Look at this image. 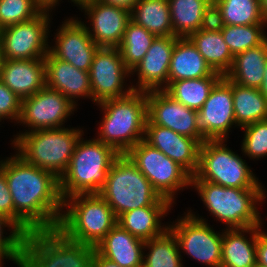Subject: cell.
Segmentation results:
<instances>
[{"instance_id":"obj_1","label":"cell","mask_w":267,"mask_h":267,"mask_svg":"<svg viewBox=\"0 0 267 267\" xmlns=\"http://www.w3.org/2000/svg\"><path fill=\"white\" fill-rule=\"evenodd\" d=\"M13 201V222L25 233L57 229L63 210L59 178L20 155L0 160Z\"/></svg>"},{"instance_id":"obj_2","label":"cell","mask_w":267,"mask_h":267,"mask_svg":"<svg viewBox=\"0 0 267 267\" xmlns=\"http://www.w3.org/2000/svg\"><path fill=\"white\" fill-rule=\"evenodd\" d=\"M104 116L99 125L97 140L125 154L144 140L147 122L146 92L133 90L122 98L97 103Z\"/></svg>"},{"instance_id":"obj_3","label":"cell","mask_w":267,"mask_h":267,"mask_svg":"<svg viewBox=\"0 0 267 267\" xmlns=\"http://www.w3.org/2000/svg\"><path fill=\"white\" fill-rule=\"evenodd\" d=\"M81 128H53L20 132L11 141L14 149L27 163L53 173L57 178L64 174L79 139Z\"/></svg>"},{"instance_id":"obj_4","label":"cell","mask_w":267,"mask_h":267,"mask_svg":"<svg viewBox=\"0 0 267 267\" xmlns=\"http://www.w3.org/2000/svg\"><path fill=\"white\" fill-rule=\"evenodd\" d=\"M120 154L111 146L94 139H79L67 170L59 179L62 199L76 194L99 193L107 174Z\"/></svg>"},{"instance_id":"obj_5","label":"cell","mask_w":267,"mask_h":267,"mask_svg":"<svg viewBox=\"0 0 267 267\" xmlns=\"http://www.w3.org/2000/svg\"><path fill=\"white\" fill-rule=\"evenodd\" d=\"M117 221L107 201L98 193L76 194L63 200L57 229L69 240L96 247Z\"/></svg>"},{"instance_id":"obj_6","label":"cell","mask_w":267,"mask_h":267,"mask_svg":"<svg viewBox=\"0 0 267 267\" xmlns=\"http://www.w3.org/2000/svg\"><path fill=\"white\" fill-rule=\"evenodd\" d=\"M192 186L212 217L223 222L226 229L262 226L261 213L256 205L266 198L264 188L239 189L208 181H191Z\"/></svg>"},{"instance_id":"obj_7","label":"cell","mask_w":267,"mask_h":267,"mask_svg":"<svg viewBox=\"0 0 267 267\" xmlns=\"http://www.w3.org/2000/svg\"><path fill=\"white\" fill-rule=\"evenodd\" d=\"M98 194L107 201L117 218L126 211L144 206L174 205L153 189L126 154L115 159Z\"/></svg>"},{"instance_id":"obj_8","label":"cell","mask_w":267,"mask_h":267,"mask_svg":"<svg viewBox=\"0 0 267 267\" xmlns=\"http://www.w3.org/2000/svg\"><path fill=\"white\" fill-rule=\"evenodd\" d=\"M95 247L66 238L58 229L26 234L18 267H92Z\"/></svg>"},{"instance_id":"obj_9","label":"cell","mask_w":267,"mask_h":267,"mask_svg":"<svg viewBox=\"0 0 267 267\" xmlns=\"http://www.w3.org/2000/svg\"><path fill=\"white\" fill-rule=\"evenodd\" d=\"M227 140H205L200 145L199 166L191 181H208L223 187L262 189L246 160L229 149Z\"/></svg>"},{"instance_id":"obj_10","label":"cell","mask_w":267,"mask_h":267,"mask_svg":"<svg viewBox=\"0 0 267 267\" xmlns=\"http://www.w3.org/2000/svg\"><path fill=\"white\" fill-rule=\"evenodd\" d=\"M125 154L150 181L153 189L172 204L177 191L191 186L192 176L183 167L144 140Z\"/></svg>"},{"instance_id":"obj_11","label":"cell","mask_w":267,"mask_h":267,"mask_svg":"<svg viewBox=\"0 0 267 267\" xmlns=\"http://www.w3.org/2000/svg\"><path fill=\"white\" fill-rule=\"evenodd\" d=\"M183 215L169 223L180 252H185L188 257L190 255L207 267H221L223 229L222 232H215L207 220L196 216L191 208Z\"/></svg>"},{"instance_id":"obj_12","label":"cell","mask_w":267,"mask_h":267,"mask_svg":"<svg viewBox=\"0 0 267 267\" xmlns=\"http://www.w3.org/2000/svg\"><path fill=\"white\" fill-rule=\"evenodd\" d=\"M43 10L34 19L0 29V44L4 59L30 60L48 54L51 13Z\"/></svg>"},{"instance_id":"obj_13","label":"cell","mask_w":267,"mask_h":267,"mask_svg":"<svg viewBox=\"0 0 267 267\" xmlns=\"http://www.w3.org/2000/svg\"><path fill=\"white\" fill-rule=\"evenodd\" d=\"M127 77H131V71L118 47H99L89 70L93 104L129 95L134 89L126 85Z\"/></svg>"},{"instance_id":"obj_14","label":"cell","mask_w":267,"mask_h":267,"mask_svg":"<svg viewBox=\"0 0 267 267\" xmlns=\"http://www.w3.org/2000/svg\"><path fill=\"white\" fill-rule=\"evenodd\" d=\"M76 106L59 91L45 86L32 96L21 100L18 123L26 125L31 132L42 129L65 127V122L74 113Z\"/></svg>"},{"instance_id":"obj_15","label":"cell","mask_w":267,"mask_h":267,"mask_svg":"<svg viewBox=\"0 0 267 267\" xmlns=\"http://www.w3.org/2000/svg\"><path fill=\"white\" fill-rule=\"evenodd\" d=\"M236 125L232 81L223 76L212 88L198 111V127L205 140H227Z\"/></svg>"},{"instance_id":"obj_16","label":"cell","mask_w":267,"mask_h":267,"mask_svg":"<svg viewBox=\"0 0 267 267\" xmlns=\"http://www.w3.org/2000/svg\"><path fill=\"white\" fill-rule=\"evenodd\" d=\"M147 119L155 125L169 128L176 133L205 141L198 127V111L174 100L164 90L146 92Z\"/></svg>"},{"instance_id":"obj_17","label":"cell","mask_w":267,"mask_h":267,"mask_svg":"<svg viewBox=\"0 0 267 267\" xmlns=\"http://www.w3.org/2000/svg\"><path fill=\"white\" fill-rule=\"evenodd\" d=\"M76 6L88 16L91 28L81 22L95 44L99 47H118L121 44L127 23L131 20L129 10L98 0H83Z\"/></svg>"},{"instance_id":"obj_18","label":"cell","mask_w":267,"mask_h":267,"mask_svg":"<svg viewBox=\"0 0 267 267\" xmlns=\"http://www.w3.org/2000/svg\"><path fill=\"white\" fill-rule=\"evenodd\" d=\"M60 26L54 35L55 44L48 46V52L56 59L89 72L99 46L92 40L86 26L78 17H69Z\"/></svg>"},{"instance_id":"obj_19","label":"cell","mask_w":267,"mask_h":267,"mask_svg":"<svg viewBox=\"0 0 267 267\" xmlns=\"http://www.w3.org/2000/svg\"><path fill=\"white\" fill-rule=\"evenodd\" d=\"M177 36H157L143 59L131 70L138 82L131 85L136 91L164 90L168 86L170 60Z\"/></svg>"},{"instance_id":"obj_20","label":"cell","mask_w":267,"mask_h":267,"mask_svg":"<svg viewBox=\"0 0 267 267\" xmlns=\"http://www.w3.org/2000/svg\"><path fill=\"white\" fill-rule=\"evenodd\" d=\"M144 141L174 160L191 176L196 174L199 166L201 145L197 139L186 137L169 128L152 124L147 119Z\"/></svg>"},{"instance_id":"obj_21","label":"cell","mask_w":267,"mask_h":267,"mask_svg":"<svg viewBox=\"0 0 267 267\" xmlns=\"http://www.w3.org/2000/svg\"><path fill=\"white\" fill-rule=\"evenodd\" d=\"M46 86L59 91L74 106L77 98L93 101L89 72L79 70L70 63L54 58L49 52L44 58Z\"/></svg>"},{"instance_id":"obj_22","label":"cell","mask_w":267,"mask_h":267,"mask_svg":"<svg viewBox=\"0 0 267 267\" xmlns=\"http://www.w3.org/2000/svg\"><path fill=\"white\" fill-rule=\"evenodd\" d=\"M0 80L21 100L28 98L46 86L44 58L4 59Z\"/></svg>"},{"instance_id":"obj_23","label":"cell","mask_w":267,"mask_h":267,"mask_svg":"<svg viewBox=\"0 0 267 267\" xmlns=\"http://www.w3.org/2000/svg\"><path fill=\"white\" fill-rule=\"evenodd\" d=\"M145 242L116 224L97 244L95 251L120 267H143Z\"/></svg>"},{"instance_id":"obj_24","label":"cell","mask_w":267,"mask_h":267,"mask_svg":"<svg viewBox=\"0 0 267 267\" xmlns=\"http://www.w3.org/2000/svg\"><path fill=\"white\" fill-rule=\"evenodd\" d=\"M174 36L189 37L212 23L213 0H168Z\"/></svg>"},{"instance_id":"obj_25","label":"cell","mask_w":267,"mask_h":267,"mask_svg":"<svg viewBox=\"0 0 267 267\" xmlns=\"http://www.w3.org/2000/svg\"><path fill=\"white\" fill-rule=\"evenodd\" d=\"M250 234L249 238L245 234ZM257 226L223 229L221 267H254Z\"/></svg>"},{"instance_id":"obj_26","label":"cell","mask_w":267,"mask_h":267,"mask_svg":"<svg viewBox=\"0 0 267 267\" xmlns=\"http://www.w3.org/2000/svg\"><path fill=\"white\" fill-rule=\"evenodd\" d=\"M214 73L191 40L178 38L172 52L168 85L173 81L199 79Z\"/></svg>"},{"instance_id":"obj_27","label":"cell","mask_w":267,"mask_h":267,"mask_svg":"<svg viewBox=\"0 0 267 267\" xmlns=\"http://www.w3.org/2000/svg\"><path fill=\"white\" fill-rule=\"evenodd\" d=\"M188 38L212 70L225 76L232 66L234 56L225 43L220 29L212 22Z\"/></svg>"},{"instance_id":"obj_28","label":"cell","mask_w":267,"mask_h":267,"mask_svg":"<svg viewBox=\"0 0 267 267\" xmlns=\"http://www.w3.org/2000/svg\"><path fill=\"white\" fill-rule=\"evenodd\" d=\"M171 208L172 206H144L126 211L117 218V224L145 242L169 229L168 224L162 225L161 219L167 216Z\"/></svg>"},{"instance_id":"obj_29","label":"cell","mask_w":267,"mask_h":267,"mask_svg":"<svg viewBox=\"0 0 267 267\" xmlns=\"http://www.w3.org/2000/svg\"><path fill=\"white\" fill-rule=\"evenodd\" d=\"M267 61V40L258 47L237 54L225 77L245 87L260 88Z\"/></svg>"},{"instance_id":"obj_30","label":"cell","mask_w":267,"mask_h":267,"mask_svg":"<svg viewBox=\"0 0 267 267\" xmlns=\"http://www.w3.org/2000/svg\"><path fill=\"white\" fill-rule=\"evenodd\" d=\"M212 22L215 25L266 24L260 0H213Z\"/></svg>"},{"instance_id":"obj_31","label":"cell","mask_w":267,"mask_h":267,"mask_svg":"<svg viewBox=\"0 0 267 267\" xmlns=\"http://www.w3.org/2000/svg\"><path fill=\"white\" fill-rule=\"evenodd\" d=\"M130 18L156 36L174 35L168 0H139L130 11Z\"/></svg>"},{"instance_id":"obj_32","label":"cell","mask_w":267,"mask_h":267,"mask_svg":"<svg viewBox=\"0 0 267 267\" xmlns=\"http://www.w3.org/2000/svg\"><path fill=\"white\" fill-rule=\"evenodd\" d=\"M232 96L237 127L267 119V99L258 88L232 82Z\"/></svg>"},{"instance_id":"obj_33","label":"cell","mask_w":267,"mask_h":267,"mask_svg":"<svg viewBox=\"0 0 267 267\" xmlns=\"http://www.w3.org/2000/svg\"><path fill=\"white\" fill-rule=\"evenodd\" d=\"M223 76L214 72L211 76L199 79H186L171 82L164 91L184 106L199 111L208 99L210 91Z\"/></svg>"},{"instance_id":"obj_34","label":"cell","mask_w":267,"mask_h":267,"mask_svg":"<svg viewBox=\"0 0 267 267\" xmlns=\"http://www.w3.org/2000/svg\"><path fill=\"white\" fill-rule=\"evenodd\" d=\"M143 267H183L178 242L173 232L167 229L160 236L145 241Z\"/></svg>"},{"instance_id":"obj_35","label":"cell","mask_w":267,"mask_h":267,"mask_svg":"<svg viewBox=\"0 0 267 267\" xmlns=\"http://www.w3.org/2000/svg\"><path fill=\"white\" fill-rule=\"evenodd\" d=\"M157 36L143 26L129 21L121 44L118 46L126 67L131 71L145 56Z\"/></svg>"},{"instance_id":"obj_36","label":"cell","mask_w":267,"mask_h":267,"mask_svg":"<svg viewBox=\"0 0 267 267\" xmlns=\"http://www.w3.org/2000/svg\"><path fill=\"white\" fill-rule=\"evenodd\" d=\"M222 32L225 43L233 56L248 49L258 47L267 40V24L216 25Z\"/></svg>"},{"instance_id":"obj_37","label":"cell","mask_w":267,"mask_h":267,"mask_svg":"<svg viewBox=\"0 0 267 267\" xmlns=\"http://www.w3.org/2000/svg\"><path fill=\"white\" fill-rule=\"evenodd\" d=\"M8 227L10 234L4 236ZM26 234L9 218L0 214V266H4V259L13 261L17 267L20 263L21 251ZM3 263V264H2Z\"/></svg>"},{"instance_id":"obj_38","label":"cell","mask_w":267,"mask_h":267,"mask_svg":"<svg viewBox=\"0 0 267 267\" xmlns=\"http://www.w3.org/2000/svg\"><path fill=\"white\" fill-rule=\"evenodd\" d=\"M42 11L34 0H0V29L32 20Z\"/></svg>"},{"instance_id":"obj_39","label":"cell","mask_w":267,"mask_h":267,"mask_svg":"<svg viewBox=\"0 0 267 267\" xmlns=\"http://www.w3.org/2000/svg\"><path fill=\"white\" fill-rule=\"evenodd\" d=\"M244 138L242 153L251 159L259 160L267 156V119L242 127Z\"/></svg>"},{"instance_id":"obj_40","label":"cell","mask_w":267,"mask_h":267,"mask_svg":"<svg viewBox=\"0 0 267 267\" xmlns=\"http://www.w3.org/2000/svg\"><path fill=\"white\" fill-rule=\"evenodd\" d=\"M21 114V99L0 80V122L14 120L18 124Z\"/></svg>"},{"instance_id":"obj_41","label":"cell","mask_w":267,"mask_h":267,"mask_svg":"<svg viewBox=\"0 0 267 267\" xmlns=\"http://www.w3.org/2000/svg\"><path fill=\"white\" fill-rule=\"evenodd\" d=\"M0 214L13 221V201L4 171L0 168Z\"/></svg>"},{"instance_id":"obj_42","label":"cell","mask_w":267,"mask_h":267,"mask_svg":"<svg viewBox=\"0 0 267 267\" xmlns=\"http://www.w3.org/2000/svg\"><path fill=\"white\" fill-rule=\"evenodd\" d=\"M256 258L257 264L267 267V233L262 226H257Z\"/></svg>"},{"instance_id":"obj_43","label":"cell","mask_w":267,"mask_h":267,"mask_svg":"<svg viewBox=\"0 0 267 267\" xmlns=\"http://www.w3.org/2000/svg\"><path fill=\"white\" fill-rule=\"evenodd\" d=\"M92 267H120L117 263H114L94 251L92 257Z\"/></svg>"},{"instance_id":"obj_44","label":"cell","mask_w":267,"mask_h":267,"mask_svg":"<svg viewBox=\"0 0 267 267\" xmlns=\"http://www.w3.org/2000/svg\"><path fill=\"white\" fill-rule=\"evenodd\" d=\"M102 3H106L112 6H118L125 8L129 11L134 7V5L139 1V0H98Z\"/></svg>"},{"instance_id":"obj_45","label":"cell","mask_w":267,"mask_h":267,"mask_svg":"<svg viewBox=\"0 0 267 267\" xmlns=\"http://www.w3.org/2000/svg\"><path fill=\"white\" fill-rule=\"evenodd\" d=\"M41 8L42 10H54L53 8H56L61 0H34ZM69 1V0H68Z\"/></svg>"},{"instance_id":"obj_46","label":"cell","mask_w":267,"mask_h":267,"mask_svg":"<svg viewBox=\"0 0 267 267\" xmlns=\"http://www.w3.org/2000/svg\"><path fill=\"white\" fill-rule=\"evenodd\" d=\"M261 94L267 99V61H266V67L264 71V79L262 81V84L259 88Z\"/></svg>"},{"instance_id":"obj_47","label":"cell","mask_w":267,"mask_h":267,"mask_svg":"<svg viewBox=\"0 0 267 267\" xmlns=\"http://www.w3.org/2000/svg\"><path fill=\"white\" fill-rule=\"evenodd\" d=\"M261 12L264 22L267 24V0H260Z\"/></svg>"},{"instance_id":"obj_48","label":"cell","mask_w":267,"mask_h":267,"mask_svg":"<svg viewBox=\"0 0 267 267\" xmlns=\"http://www.w3.org/2000/svg\"><path fill=\"white\" fill-rule=\"evenodd\" d=\"M3 53H2V47H1V44H0V76H1V69H2V63H3Z\"/></svg>"},{"instance_id":"obj_49","label":"cell","mask_w":267,"mask_h":267,"mask_svg":"<svg viewBox=\"0 0 267 267\" xmlns=\"http://www.w3.org/2000/svg\"><path fill=\"white\" fill-rule=\"evenodd\" d=\"M74 4H78L79 2L83 1V0H71Z\"/></svg>"},{"instance_id":"obj_50","label":"cell","mask_w":267,"mask_h":267,"mask_svg":"<svg viewBox=\"0 0 267 267\" xmlns=\"http://www.w3.org/2000/svg\"><path fill=\"white\" fill-rule=\"evenodd\" d=\"M254 267H264V266H261V265H259V264H256Z\"/></svg>"}]
</instances>
